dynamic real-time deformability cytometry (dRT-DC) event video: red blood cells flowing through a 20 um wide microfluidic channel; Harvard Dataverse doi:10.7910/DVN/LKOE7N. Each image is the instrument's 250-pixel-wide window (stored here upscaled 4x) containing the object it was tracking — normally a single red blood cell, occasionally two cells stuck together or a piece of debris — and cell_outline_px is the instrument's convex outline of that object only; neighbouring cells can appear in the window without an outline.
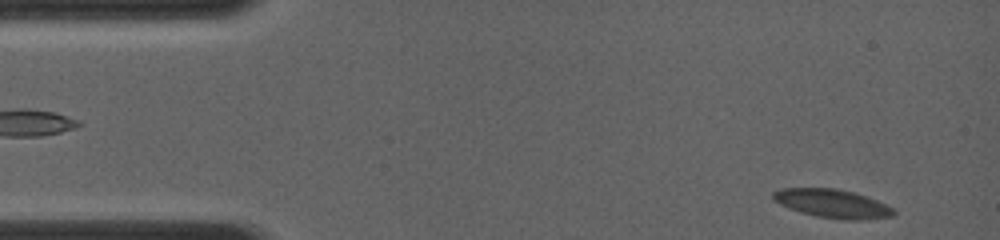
{"species": "common noctule bat (a hibernating species)", "species_latin": "Nyctalus noctula", "temperature_condition": "room temperature", "stored_images_in_passage": 19, "camera_frame_rate_fps": 4000, "um_per_image_px": 0.085, "animal": {"sex": "female", "body_mass_g": 19.0, "forearm_length_mm": 56.7}, "frame": {"image": 1, "passage_image": 2, "time_ms": 0.25, "image_size_px": [1000, 240], "cell_outline_px": [[896, 212], [892, 216], [860, 220], [844, 220], [816, 216], [800, 212], [788, 208], [772, 200], [772, 192], [780, 188], [836, 188], [852, 192], [876, 200], [892, 208]], "centroid_in_image_um": [70.69, 17.3], "position_along_channel_um": 14.3, "area_um2": 20.0}}
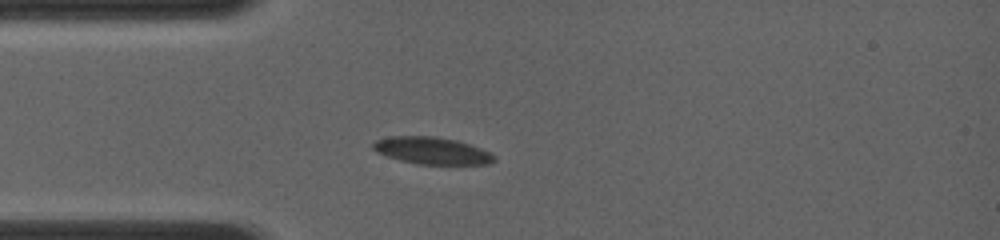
{"frame": {"image": 2, "passage_image": 14, "time_ms": 3.25, "image_size_px": [1000, 240], "cell_outline_px": [[496, 160], [492, 164], [420, 164], [400, 160], [376, 152], [372, 148], [372, 144], [376, 140], [392, 136], [436, 136], [456, 140], [480, 148], [496, 156]], "centroid_in_image_um": [36.72, 12.8], "position_along_channel_um": 48.3, "area_um2": 19.02}}
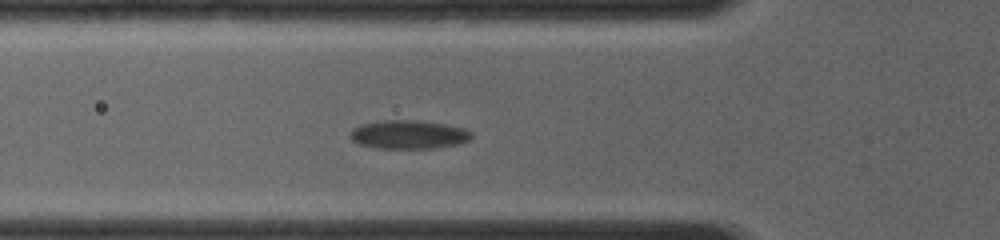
{"frame": {"image": 3, "passage_image": 19, "time_ms": 4.5, "image_size_px": [1000, 240], "cell_outline_px": [[472, 136], [468, 140], [460, 144], [436, 148], [376, 148], [360, 144], [352, 140], [348, 136], [348, 132], [352, 128], [360, 124], [384, 120], [416, 120], [444, 124], [464, 128], [472, 132]], "centroid_in_image_um": [34.7, 11.43], "position_along_channel_um": 91.1, "area_um2": 20.4}}